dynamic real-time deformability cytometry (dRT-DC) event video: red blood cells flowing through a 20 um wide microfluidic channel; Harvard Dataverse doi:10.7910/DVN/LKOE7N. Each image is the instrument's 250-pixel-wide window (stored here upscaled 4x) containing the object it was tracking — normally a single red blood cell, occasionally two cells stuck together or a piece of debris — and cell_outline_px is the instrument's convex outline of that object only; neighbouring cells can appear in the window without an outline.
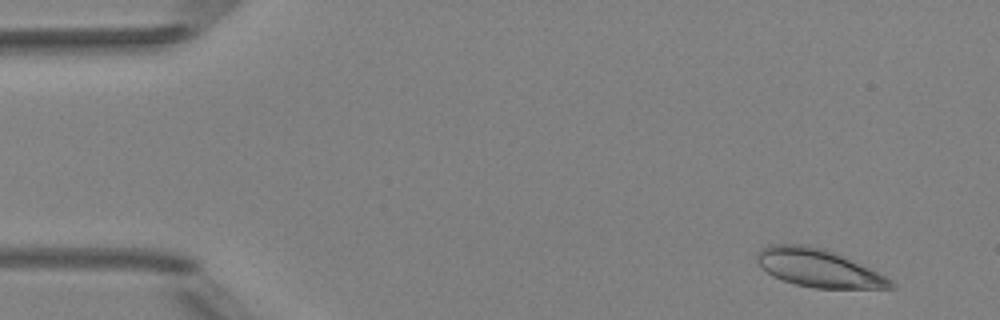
{"species": "Egyptian fruit bat (a non-hibernating species)", "species_latin": "Rousettus aegyptiacus", "temperature_condition": "room temperature", "stored_images_in_passage": 4, "camera_frame_rate_fps": 3000, "um_per_image_px": 0.085, "animal": {"sex": "female"}, "frame": {"image": 1, "passage_image": 4, "time_ms": 4.0, "image_size_px": [1000, 320], "cell_outline_px": [[896, 288], [812, 288], [796, 284], [772, 276], [756, 260], [756, 256], [768, 244], [804, 244], [824, 248], [836, 252], [892, 280], [896, 284]], "centroid_in_image_um": [69.57, 22.78], "position_along_channel_um": 15.4, "area_um2": 29.25}}